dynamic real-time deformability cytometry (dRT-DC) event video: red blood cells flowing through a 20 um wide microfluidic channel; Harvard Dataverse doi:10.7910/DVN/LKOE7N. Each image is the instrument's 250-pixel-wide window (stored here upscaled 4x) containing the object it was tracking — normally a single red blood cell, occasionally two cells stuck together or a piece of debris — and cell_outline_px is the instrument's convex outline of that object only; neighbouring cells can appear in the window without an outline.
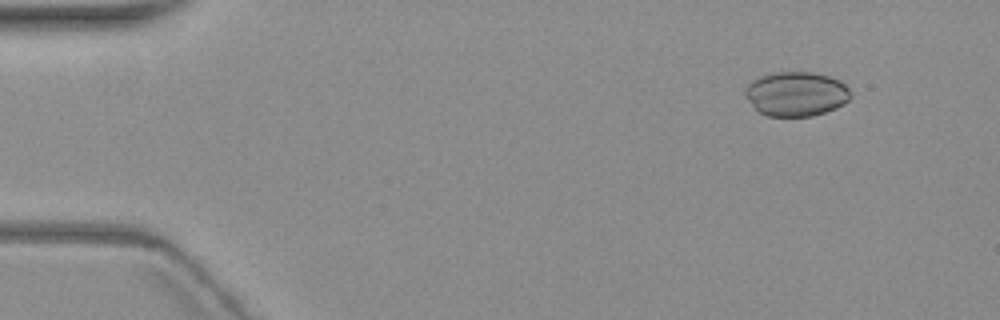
{"species": "common noctule bat (a hibernating species)", "species_latin": "Nyctalus noctula", "temperature_condition": "warm", "stored_images_in_passage": 4, "segment_of_instrument_passage": [1, 2], "camera_frame_rate_fps": 3000, "um_per_image_px": 0.085, "animal": {"sex": "female", "body_mass_g": 19.3, "forearm_length_mm": 54.1}, "frame": {"image": 1, "passage_image": 1, "time_ms": 0.0, "image_size_px": [1000, 320], "cell_outline_px": [[852, 96], [844, 104], [836, 108], [812, 116], [768, 116], [760, 112], [748, 100], [744, 92], [744, 88], [752, 80], [760, 76], [776, 72], [812, 72], [828, 76], [840, 80], [852, 92]], "centroid_in_image_um": [67.69, 7.97], "position_along_channel_um": 17.3, "area_um2": 27.34}}